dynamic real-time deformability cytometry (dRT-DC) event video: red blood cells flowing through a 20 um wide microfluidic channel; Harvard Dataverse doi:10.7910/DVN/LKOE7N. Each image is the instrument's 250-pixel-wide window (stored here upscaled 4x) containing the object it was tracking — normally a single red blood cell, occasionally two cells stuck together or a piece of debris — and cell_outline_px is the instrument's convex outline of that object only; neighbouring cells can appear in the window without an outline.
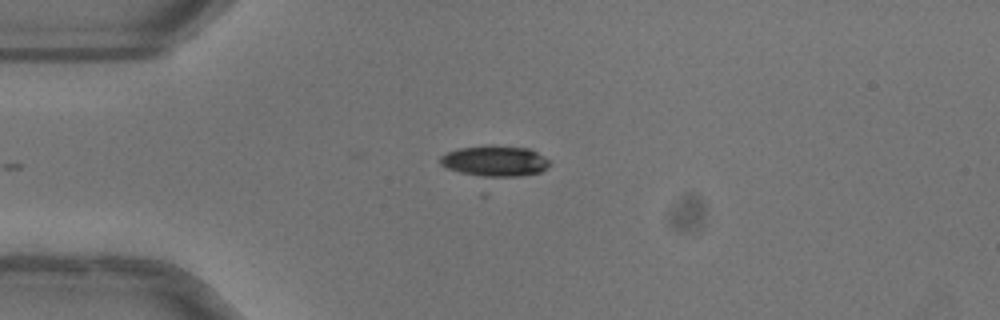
{"species": "common noctule bat (a hibernating species)", "species_latin": "Nyctalus noctula", "temperature_condition": "warm", "stored_images_in_passage": 34, "camera_frame_rate_fps": 3000, "um_per_image_px": 0.085, "animal": {"sex": "female"}, "frame": {"image": 1, "passage_image": 1, "time_ms": 0.0, "image_size_px": [1000, 320], "cell_outline_px": [[552, 164], [548, 168], [540, 172], [520, 176], [480, 176], [460, 172], [448, 168], [440, 164], [440, 156], [448, 152], [460, 148], [488, 144], [492, 144], [528, 148], [544, 156]], "centroid_in_image_um": [42.09, 13.67], "position_along_channel_um": 42.9, "area_um2": 19.71}}
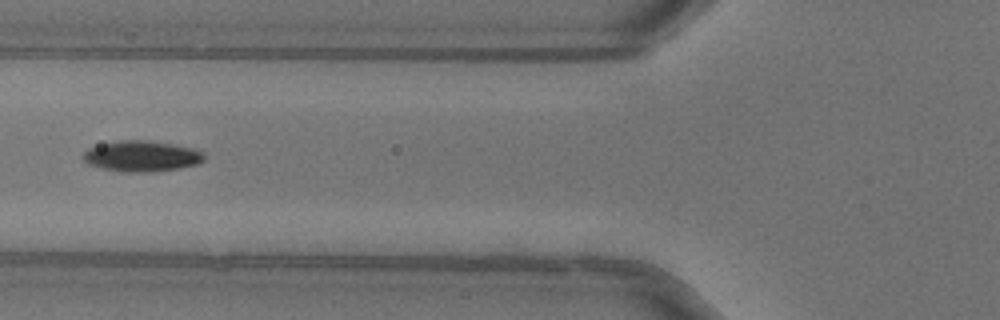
{"frame": {"image": 2, "passage_image": 8, "time_ms": 2.333, "image_size_px": [1000, 320], "cell_outline_px": [[204, 160], [196, 164], [180, 168], [148, 172], [120, 172], [88, 164], [84, 160], [84, 152], [88, 148], [100, 144], [120, 140], [152, 140], [192, 148], [200, 152], [204, 156]], "centroid_in_image_um": [12.02, 13.27], "position_along_channel_um": 113.8, "area_um2": 21.56}, "authors_computed_cell_mechanics": {"area_um2": 21.5305, "velocity_mm_per_s": 4.0408, "shape_relaxation_time_tau1_ms": 4.3695, "shape_relaxation_time_tau2_ms": 4.9696, "deformation_change_tau1": 0.1641, "deformation_change_tau2": 0.0879}}